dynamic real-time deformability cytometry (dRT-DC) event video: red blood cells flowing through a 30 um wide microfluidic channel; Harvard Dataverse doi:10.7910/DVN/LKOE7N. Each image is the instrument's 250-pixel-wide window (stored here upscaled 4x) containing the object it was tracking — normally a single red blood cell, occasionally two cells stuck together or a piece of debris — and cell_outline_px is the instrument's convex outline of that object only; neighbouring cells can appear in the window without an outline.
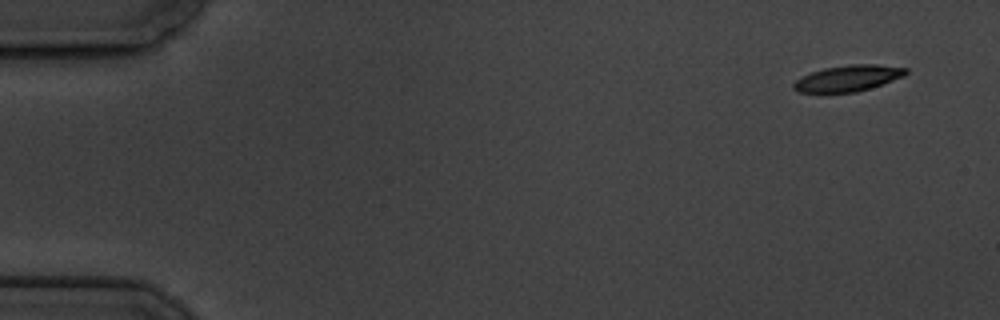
{"species": "common noctule bat (a hibernating species)", "species_latin": "Nyctalus noctula", "temperature_condition": "cold", "stored_images_in_passage": 5, "camera_frame_rate_fps": 3000, "um_per_image_px": 0.085, "animal": {"sex": "male", "body_mass_g": 19.5, "forearm_length_mm": 54.6}, "frame": {"image": 1, "passage_image": 1, "time_ms": 0.0, "image_size_px": [1000, 320], "cell_outline_px": [[908, 72], [904, 76], [856, 92], [824, 96], [800, 92], [792, 88], [792, 84], [796, 80], [812, 72], [824, 68], [848, 64], [876, 64], [908, 68]], "centroid_in_image_um": [72.0, 6.7], "position_along_channel_um": 13.0, "area_um2": 17.63}}
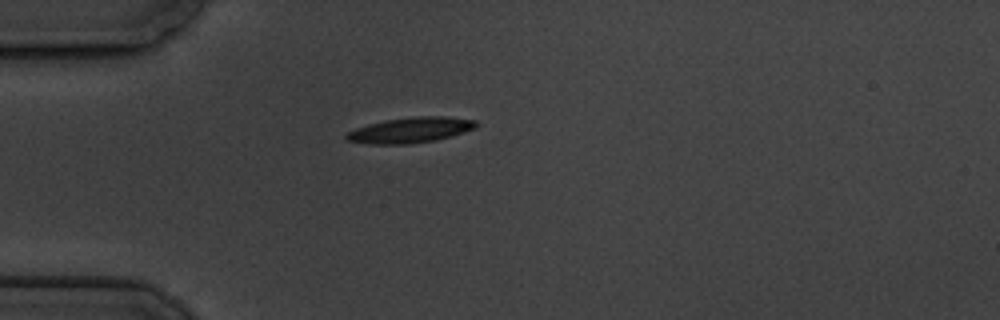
{"frame": {"image": 2, "passage_image": 5, "time_ms": 4.333, "image_size_px": [1000, 320], "cell_outline_px": [[476, 128], [464, 132], [436, 140], [408, 144], [372, 144], [348, 140], [344, 136], [348, 132], [356, 128], [368, 124], [384, 120], [416, 116], [444, 116], [476, 120]], "centroid_in_image_um": [34.89, 11.05], "position_along_channel_um": 50.1, "area_um2": 19.13}}